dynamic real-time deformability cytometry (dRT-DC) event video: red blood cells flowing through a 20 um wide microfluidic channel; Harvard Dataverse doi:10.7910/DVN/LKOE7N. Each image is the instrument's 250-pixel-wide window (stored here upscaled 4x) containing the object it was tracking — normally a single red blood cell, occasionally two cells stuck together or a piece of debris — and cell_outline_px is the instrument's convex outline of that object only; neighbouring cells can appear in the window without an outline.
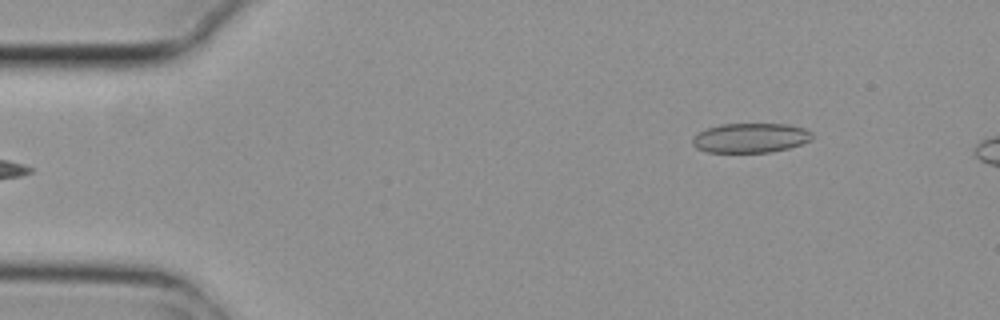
{"species": "common noctule bat (a hibernating species)", "species_latin": "Nyctalus noctula", "temperature_condition": "cold", "stored_images_in_passage": 3, "camera_frame_rate_fps": 3000, "um_per_image_px": 0.085, "animal": {"sex": "female", "body_mass_g": 29.2, "forearm_length_mm": 56.3}, "frame": {"image": 1, "passage_image": 3, "time_ms": 0.667, "image_size_px": [1000, 320], "cell_outline_px": [[812, 136], [808, 140], [800, 144], [788, 148], [772, 152], [708, 152], [696, 148], [692, 144], [692, 136], [708, 128], [720, 124], [788, 124], [804, 128], [812, 132]], "centroid_in_image_um": [63.76, 11.72], "position_along_channel_um": 21.2, "area_um2": 20.52}}